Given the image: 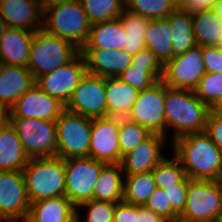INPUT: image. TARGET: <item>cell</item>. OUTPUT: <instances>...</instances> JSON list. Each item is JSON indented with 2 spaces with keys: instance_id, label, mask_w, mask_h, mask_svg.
<instances>
[{
  "instance_id": "cell-1",
  "label": "cell",
  "mask_w": 222,
  "mask_h": 222,
  "mask_svg": "<svg viewBox=\"0 0 222 222\" xmlns=\"http://www.w3.org/2000/svg\"><path fill=\"white\" fill-rule=\"evenodd\" d=\"M174 156L191 180L222 179V151L205 133H190L174 141Z\"/></svg>"
},
{
  "instance_id": "cell-2",
  "label": "cell",
  "mask_w": 222,
  "mask_h": 222,
  "mask_svg": "<svg viewBox=\"0 0 222 222\" xmlns=\"http://www.w3.org/2000/svg\"><path fill=\"white\" fill-rule=\"evenodd\" d=\"M166 135L172 128L173 140L190 133L204 132L210 108L190 89H171L165 85Z\"/></svg>"
},
{
  "instance_id": "cell-3",
  "label": "cell",
  "mask_w": 222,
  "mask_h": 222,
  "mask_svg": "<svg viewBox=\"0 0 222 222\" xmlns=\"http://www.w3.org/2000/svg\"><path fill=\"white\" fill-rule=\"evenodd\" d=\"M22 174L30 204L65 196V160L61 157L30 158Z\"/></svg>"
},
{
  "instance_id": "cell-4",
  "label": "cell",
  "mask_w": 222,
  "mask_h": 222,
  "mask_svg": "<svg viewBox=\"0 0 222 222\" xmlns=\"http://www.w3.org/2000/svg\"><path fill=\"white\" fill-rule=\"evenodd\" d=\"M42 28L81 49L87 42L91 23L80 0H71L44 11Z\"/></svg>"
},
{
  "instance_id": "cell-5",
  "label": "cell",
  "mask_w": 222,
  "mask_h": 222,
  "mask_svg": "<svg viewBox=\"0 0 222 222\" xmlns=\"http://www.w3.org/2000/svg\"><path fill=\"white\" fill-rule=\"evenodd\" d=\"M79 53L73 43L41 28L35 32L27 68L36 79L72 61Z\"/></svg>"
},
{
  "instance_id": "cell-6",
  "label": "cell",
  "mask_w": 222,
  "mask_h": 222,
  "mask_svg": "<svg viewBox=\"0 0 222 222\" xmlns=\"http://www.w3.org/2000/svg\"><path fill=\"white\" fill-rule=\"evenodd\" d=\"M222 213V182L188 180L185 209L179 222H215Z\"/></svg>"
},
{
  "instance_id": "cell-7",
  "label": "cell",
  "mask_w": 222,
  "mask_h": 222,
  "mask_svg": "<svg viewBox=\"0 0 222 222\" xmlns=\"http://www.w3.org/2000/svg\"><path fill=\"white\" fill-rule=\"evenodd\" d=\"M55 122L56 156L64 160L89 157L92 119L65 109Z\"/></svg>"
},
{
  "instance_id": "cell-8",
  "label": "cell",
  "mask_w": 222,
  "mask_h": 222,
  "mask_svg": "<svg viewBox=\"0 0 222 222\" xmlns=\"http://www.w3.org/2000/svg\"><path fill=\"white\" fill-rule=\"evenodd\" d=\"M10 123L29 158L55 157L57 127L55 121L37 118H10Z\"/></svg>"
},
{
  "instance_id": "cell-9",
  "label": "cell",
  "mask_w": 222,
  "mask_h": 222,
  "mask_svg": "<svg viewBox=\"0 0 222 222\" xmlns=\"http://www.w3.org/2000/svg\"><path fill=\"white\" fill-rule=\"evenodd\" d=\"M106 164L91 157L65 160V196L78 206L93 199V190Z\"/></svg>"
},
{
  "instance_id": "cell-10",
  "label": "cell",
  "mask_w": 222,
  "mask_h": 222,
  "mask_svg": "<svg viewBox=\"0 0 222 222\" xmlns=\"http://www.w3.org/2000/svg\"><path fill=\"white\" fill-rule=\"evenodd\" d=\"M164 102L165 84L159 80L150 88L139 91L137 100L127 118L144 126L151 133L166 136Z\"/></svg>"
},
{
  "instance_id": "cell-11",
  "label": "cell",
  "mask_w": 222,
  "mask_h": 222,
  "mask_svg": "<svg viewBox=\"0 0 222 222\" xmlns=\"http://www.w3.org/2000/svg\"><path fill=\"white\" fill-rule=\"evenodd\" d=\"M205 73L202 47L196 45L185 53L171 58L163 66L161 80L171 89L194 90Z\"/></svg>"
},
{
  "instance_id": "cell-12",
  "label": "cell",
  "mask_w": 222,
  "mask_h": 222,
  "mask_svg": "<svg viewBox=\"0 0 222 222\" xmlns=\"http://www.w3.org/2000/svg\"><path fill=\"white\" fill-rule=\"evenodd\" d=\"M105 86L106 78L86 72L73 90L66 109L90 119L107 117Z\"/></svg>"
},
{
  "instance_id": "cell-13",
  "label": "cell",
  "mask_w": 222,
  "mask_h": 222,
  "mask_svg": "<svg viewBox=\"0 0 222 222\" xmlns=\"http://www.w3.org/2000/svg\"><path fill=\"white\" fill-rule=\"evenodd\" d=\"M29 208L22 171H0V222H25Z\"/></svg>"
},
{
  "instance_id": "cell-14",
  "label": "cell",
  "mask_w": 222,
  "mask_h": 222,
  "mask_svg": "<svg viewBox=\"0 0 222 222\" xmlns=\"http://www.w3.org/2000/svg\"><path fill=\"white\" fill-rule=\"evenodd\" d=\"M87 72L84 58L79 53L72 61L35 79V85L65 105L73 90Z\"/></svg>"
},
{
  "instance_id": "cell-15",
  "label": "cell",
  "mask_w": 222,
  "mask_h": 222,
  "mask_svg": "<svg viewBox=\"0 0 222 222\" xmlns=\"http://www.w3.org/2000/svg\"><path fill=\"white\" fill-rule=\"evenodd\" d=\"M119 128L118 117L92 119L89 157L105 164H120Z\"/></svg>"
},
{
  "instance_id": "cell-16",
  "label": "cell",
  "mask_w": 222,
  "mask_h": 222,
  "mask_svg": "<svg viewBox=\"0 0 222 222\" xmlns=\"http://www.w3.org/2000/svg\"><path fill=\"white\" fill-rule=\"evenodd\" d=\"M65 109L64 103L34 85L15 101L9 112L10 118L56 121Z\"/></svg>"
},
{
  "instance_id": "cell-17",
  "label": "cell",
  "mask_w": 222,
  "mask_h": 222,
  "mask_svg": "<svg viewBox=\"0 0 222 222\" xmlns=\"http://www.w3.org/2000/svg\"><path fill=\"white\" fill-rule=\"evenodd\" d=\"M166 136L152 133L134 150L122 156L120 165L124 175H136L151 172L166 156L162 146Z\"/></svg>"
},
{
  "instance_id": "cell-18",
  "label": "cell",
  "mask_w": 222,
  "mask_h": 222,
  "mask_svg": "<svg viewBox=\"0 0 222 222\" xmlns=\"http://www.w3.org/2000/svg\"><path fill=\"white\" fill-rule=\"evenodd\" d=\"M80 53L87 72L104 78L119 77L132 61V55L124 49L81 48Z\"/></svg>"
},
{
  "instance_id": "cell-19",
  "label": "cell",
  "mask_w": 222,
  "mask_h": 222,
  "mask_svg": "<svg viewBox=\"0 0 222 222\" xmlns=\"http://www.w3.org/2000/svg\"><path fill=\"white\" fill-rule=\"evenodd\" d=\"M0 14L8 28L32 32L42 28L43 13L37 0H0Z\"/></svg>"
},
{
  "instance_id": "cell-20",
  "label": "cell",
  "mask_w": 222,
  "mask_h": 222,
  "mask_svg": "<svg viewBox=\"0 0 222 222\" xmlns=\"http://www.w3.org/2000/svg\"><path fill=\"white\" fill-rule=\"evenodd\" d=\"M35 84V77L27 67L0 63V104L10 109Z\"/></svg>"
},
{
  "instance_id": "cell-21",
  "label": "cell",
  "mask_w": 222,
  "mask_h": 222,
  "mask_svg": "<svg viewBox=\"0 0 222 222\" xmlns=\"http://www.w3.org/2000/svg\"><path fill=\"white\" fill-rule=\"evenodd\" d=\"M35 32L8 28L0 38V63L27 67Z\"/></svg>"
},
{
  "instance_id": "cell-22",
  "label": "cell",
  "mask_w": 222,
  "mask_h": 222,
  "mask_svg": "<svg viewBox=\"0 0 222 222\" xmlns=\"http://www.w3.org/2000/svg\"><path fill=\"white\" fill-rule=\"evenodd\" d=\"M76 212V207L66 196L41 199L30 204L25 222H68Z\"/></svg>"
},
{
  "instance_id": "cell-23",
  "label": "cell",
  "mask_w": 222,
  "mask_h": 222,
  "mask_svg": "<svg viewBox=\"0 0 222 222\" xmlns=\"http://www.w3.org/2000/svg\"><path fill=\"white\" fill-rule=\"evenodd\" d=\"M107 116L126 118L137 100L139 91L118 77L106 78Z\"/></svg>"
},
{
  "instance_id": "cell-24",
  "label": "cell",
  "mask_w": 222,
  "mask_h": 222,
  "mask_svg": "<svg viewBox=\"0 0 222 222\" xmlns=\"http://www.w3.org/2000/svg\"><path fill=\"white\" fill-rule=\"evenodd\" d=\"M29 159L9 122L0 129V171H22Z\"/></svg>"
},
{
  "instance_id": "cell-25",
  "label": "cell",
  "mask_w": 222,
  "mask_h": 222,
  "mask_svg": "<svg viewBox=\"0 0 222 222\" xmlns=\"http://www.w3.org/2000/svg\"><path fill=\"white\" fill-rule=\"evenodd\" d=\"M172 28L167 18L150 19L145 30L146 48L164 66L172 58Z\"/></svg>"
},
{
  "instance_id": "cell-26",
  "label": "cell",
  "mask_w": 222,
  "mask_h": 222,
  "mask_svg": "<svg viewBox=\"0 0 222 222\" xmlns=\"http://www.w3.org/2000/svg\"><path fill=\"white\" fill-rule=\"evenodd\" d=\"M125 33L120 18L93 24L87 42L82 48L123 49Z\"/></svg>"
},
{
  "instance_id": "cell-27",
  "label": "cell",
  "mask_w": 222,
  "mask_h": 222,
  "mask_svg": "<svg viewBox=\"0 0 222 222\" xmlns=\"http://www.w3.org/2000/svg\"><path fill=\"white\" fill-rule=\"evenodd\" d=\"M193 33L197 45L201 47L220 46L222 40V19L212 8L191 14Z\"/></svg>"
},
{
  "instance_id": "cell-28",
  "label": "cell",
  "mask_w": 222,
  "mask_h": 222,
  "mask_svg": "<svg viewBox=\"0 0 222 222\" xmlns=\"http://www.w3.org/2000/svg\"><path fill=\"white\" fill-rule=\"evenodd\" d=\"M123 177L124 173L120 164H106L102 168L100 176L95 184L93 200L109 201L113 203L123 201Z\"/></svg>"
},
{
  "instance_id": "cell-29",
  "label": "cell",
  "mask_w": 222,
  "mask_h": 222,
  "mask_svg": "<svg viewBox=\"0 0 222 222\" xmlns=\"http://www.w3.org/2000/svg\"><path fill=\"white\" fill-rule=\"evenodd\" d=\"M167 19L172 28V58L185 53L189 48L197 45L191 13L177 9Z\"/></svg>"
},
{
  "instance_id": "cell-30",
  "label": "cell",
  "mask_w": 222,
  "mask_h": 222,
  "mask_svg": "<svg viewBox=\"0 0 222 222\" xmlns=\"http://www.w3.org/2000/svg\"><path fill=\"white\" fill-rule=\"evenodd\" d=\"M120 20L126 32L123 49L132 56L145 49L144 34L150 19L124 10Z\"/></svg>"
},
{
  "instance_id": "cell-31",
  "label": "cell",
  "mask_w": 222,
  "mask_h": 222,
  "mask_svg": "<svg viewBox=\"0 0 222 222\" xmlns=\"http://www.w3.org/2000/svg\"><path fill=\"white\" fill-rule=\"evenodd\" d=\"M123 201L134 205H145L155 191L153 172L124 175Z\"/></svg>"
},
{
  "instance_id": "cell-32",
  "label": "cell",
  "mask_w": 222,
  "mask_h": 222,
  "mask_svg": "<svg viewBox=\"0 0 222 222\" xmlns=\"http://www.w3.org/2000/svg\"><path fill=\"white\" fill-rule=\"evenodd\" d=\"M179 8V0H125V10L149 19L169 17Z\"/></svg>"
},
{
  "instance_id": "cell-33",
  "label": "cell",
  "mask_w": 222,
  "mask_h": 222,
  "mask_svg": "<svg viewBox=\"0 0 222 222\" xmlns=\"http://www.w3.org/2000/svg\"><path fill=\"white\" fill-rule=\"evenodd\" d=\"M91 25L120 18L125 0H80Z\"/></svg>"
},
{
  "instance_id": "cell-34",
  "label": "cell",
  "mask_w": 222,
  "mask_h": 222,
  "mask_svg": "<svg viewBox=\"0 0 222 222\" xmlns=\"http://www.w3.org/2000/svg\"><path fill=\"white\" fill-rule=\"evenodd\" d=\"M153 177L157 188L166 189L178 183H188L189 178L180 161L165 157L153 170Z\"/></svg>"
},
{
  "instance_id": "cell-35",
  "label": "cell",
  "mask_w": 222,
  "mask_h": 222,
  "mask_svg": "<svg viewBox=\"0 0 222 222\" xmlns=\"http://www.w3.org/2000/svg\"><path fill=\"white\" fill-rule=\"evenodd\" d=\"M152 133L140 124L130 121L127 117L120 118L119 147L120 155L124 156L134 150L140 143Z\"/></svg>"
},
{
  "instance_id": "cell-36",
  "label": "cell",
  "mask_w": 222,
  "mask_h": 222,
  "mask_svg": "<svg viewBox=\"0 0 222 222\" xmlns=\"http://www.w3.org/2000/svg\"><path fill=\"white\" fill-rule=\"evenodd\" d=\"M194 92L210 109H214L222 100V73L206 72Z\"/></svg>"
},
{
  "instance_id": "cell-37",
  "label": "cell",
  "mask_w": 222,
  "mask_h": 222,
  "mask_svg": "<svg viewBox=\"0 0 222 222\" xmlns=\"http://www.w3.org/2000/svg\"><path fill=\"white\" fill-rule=\"evenodd\" d=\"M162 74L163 70H143V68L130 66L118 78L138 91H142L161 80Z\"/></svg>"
},
{
  "instance_id": "cell-38",
  "label": "cell",
  "mask_w": 222,
  "mask_h": 222,
  "mask_svg": "<svg viewBox=\"0 0 222 222\" xmlns=\"http://www.w3.org/2000/svg\"><path fill=\"white\" fill-rule=\"evenodd\" d=\"M117 203L109 201L90 200L80 204L78 207L88 209L87 217L82 222H113L114 210Z\"/></svg>"
},
{
  "instance_id": "cell-39",
  "label": "cell",
  "mask_w": 222,
  "mask_h": 222,
  "mask_svg": "<svg viewBox=\"0 0 222 222\" xmlns=\"http://www.w3.org/2000/svg\"><path fill=\"white\" fill-rule=\"evenodd\" d=\"M144 206L157 213L168 222L179 221V215L172 209L167 195L163 192L162 188H156Z\"/></svg>"
},
{
  "instance_id": "cell-40",
  "label": "cell",
  "mask_w": 222,
  "mask_h": 222,
  "mask_svg": "<svg viewBox=\"0 0 222 222\" xmlns=\"http://www.w3.org/2000/svg\"><path fill=\"white\" fill-rule=\"evenodd\" d=\"M188 190V183H178L175 186L167 187L163 189V192L167 195V198L171 204L172 209L180 216L186 203V196Z\"/></svg>"
},
{
  "instance_id": "cell-41",
  "label": "cell",
  "mask_w": 222,
  "mask_h": 222,
  "mask_svg": "<svg viewBox=\"0 0 222 222\" xmlns=\"http://www.w3.org/2000/svg\"><path fill=\"white\" fill-rule=\"evenodd\" d=\"M204 68L209 73H222V48L219 46L202 47Z\"/></svg>"
},
{
  "instance_id": "cell-42",
  "label": "cell",
  "mask_w": 222,
  "mask_h": 222,
  "mask_svg": "<svg viewBox=\"0 0 222 222\" xmlns=\"http://www.w3.org/2000/svg\"><path fill=\"white\" fill-rule=\"evenodd\" d=\"M130 66L132 68H143V70H163V66L148 48L142 49L133 55Z\"/></svg>"
},
{
  "instance_id": "cell-43",
  "label": "cell",
  "mask_w": 222,
  "mask_h": 222,
  "mask_svg": "<svg viewBox=\"0 0 222 222\" xmlns=\"http://www.w3.org/2000/svg\"><path fill=\"white\" fill-rule=\"evenodd\" d=\"M204 132L222 151V116L216 113L213 109H211L208 114Z\"/></svg>"
},
{
  "instance_id": "cell-44",
  "label": "cell",
  "mask_w": 222,
  "mask_h": 222,
  "mask_svg": "<svg viewBox=\"0 0 222 222\" xmlns=\"http://www.w3.org/2000/svg\"><path fill=\"white\" fill-rule=\"evenodd\" d=\"M137 216L138 205L121 201L116 204L113 222H135Z\"/></svg>"
},
{
  "instance_id": "cell-45",
  "label": "cell",
  "mask_w": 222,
  "mask_h": 222,
  "mask_svg": "<svg viewBox=\"0 0 222 222\" xmlns=\"http://www.w3.org/2000/svg\"><path fill=\"white\" fill-rule=\"evenodd\" d=\"M218 0H179V9L188 13L212 8Z\"/></svg>"
},
{
  "instance_id": "cell-46",
  "label": "cell",
  "mask_w": 222,
  "mask_h": 222,
  "mask_svg": "<svg viewBox=\"0 0 222 222\" xmlns=\"http://www.w3.org/2000/svg\"><path fill=\"white\" fill-rule=\"evenodd\" d=\"M135 222H168L144 205H138V216Z\"/></svg>"
},
{
  "instance_id": "cell-47",
  "label": "cell",
  "mask_w": 222,
  "mask_h": 222,
  "mask_svg": "<svg viewBox=\"0 0 222 222\" xmlns=\"http://www.w3.org/2000/svg\"><path fill=\"white\" fill-rule=\"evenodd\" d=\"M40 10L43 13L44 11L48 10L51 7L62 5L71 0H37Z\"/></svg>"
},
{
  "instance_id": "cell-48",
  "label": "cell",
  "mask_w": 222,
  "mask_h": 222,
  "mask_svg": "<svg viewBox=\"0 0 222 222\" xmlns=\"http://www.w3.org/2000/svg\"><path fill=\"white\" fill-rule=\"evenodd\" d=\"M10 122L9 108L0 104V129L6 126Z\"/></svg>"
},
{
  "instance_id": "cell-49",
  "label": "cell",
  "mask_w": 222,
  "mask_h": 222,
  "mask_svg": "<svg viewBox=\"0 0 222 222\" xmlns=\"http://www.w3.org/2000/svg\"><path fill=\"white\" fill-rule=\"evenodd\" d=\"M212 9L222 19V0H218Z\"/></svg>"
},
{
  "instance_id": "cell-50",
  "label": "cell",
  "mask_w": 222,
  "mask_h": 222,
  "mask_svg": "<svg viewBox=\"0 0 222 222\" xmlns=\"http://www.w3.org/2000/svg\"><path fill=\"white\" fill-rule=\"evenodd\" d=\"M7 29H8V26L0 14V38L5 34Z\"/></svg>"
},
{
  "instance_id": "cell-51",
  "label": "cell",
  "mask_w": 222,
  "mask_h": 222,
  "mask_svg": "<svg viewBox=\"0 0 222 222\" xmlns=\"http://www.w3.org/2000/svg\"><path fill=\"white\" fill-rule=\"evenodd\" d=\"M68 222H82V219L80 218V213L76 212V215L72 217Z\"/></svg>"
},
{
  "instance_id": "cell-52",
  "label": "cell",
  "mask_w": 222,
  "mask_h": 222,
  "mask_svg": "<svg viewBox=\"0 0 222 222\" xmlns=\"http://www.w3.org/2000/svg\"><path fill=\"white\" fill-rule=\"evenodd\" d=\"M213 110L222 116V100L218 103V105Z\"/></svg>"
},
{
  "instance_id": "cell-53",
  "label": "cell",
  "mask_w": 222,
  "mask_h": 222,
  "mask_svg": "<svg viewBox=\"0 0 222 222\" xmlns=\"http://www.w3.org/2000/svg\"><path fill=\"white\" fill-rule=\"evenodd\" d=\"M215 222H222V213L216 217Z\"/></svg>"
}]
</instances>
